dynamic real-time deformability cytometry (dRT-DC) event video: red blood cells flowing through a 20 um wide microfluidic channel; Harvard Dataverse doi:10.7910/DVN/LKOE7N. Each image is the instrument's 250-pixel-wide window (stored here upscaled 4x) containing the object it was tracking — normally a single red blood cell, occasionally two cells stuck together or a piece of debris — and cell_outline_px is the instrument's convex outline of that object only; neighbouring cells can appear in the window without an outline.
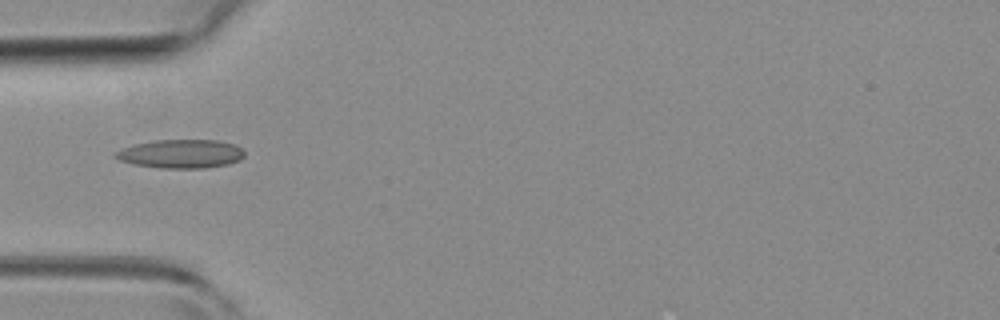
{"species": "common noctule bat (a hibernating species)", "species_latin": "Nyctalus noctula", "temperature_condition": "room temperature", "stored_images_in_passage": 6, "camera_frame_rate_fps": 3000, "um_per_image_px": 0.085, "animal": {"sex": "female", "body_mass_g": 19.3, "forearm_length_mm": 54.1}, "frame": {"image": 1, "passage_image": 5, "time_ms": 1.333, "image_size_px": [1000, 320], "cell_outline_px": [[244, 156], [240, 160], [228, 164], [204, 168], [160, 168], [132, 164], [120, 160], [112, 156], [112, 152], [136, 144], [152, 140], [216, 140], [236, 144], [244, 152]], "centroid_in_image_um": [15.36, 13.07], "position_along_channel_um": 69.6, "area_um2": 21.68}}
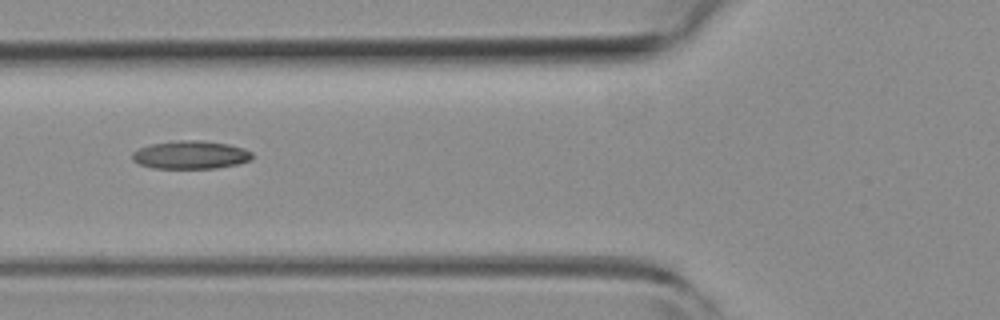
{"frame": {"image": 2, "passage_image": 6, "time_ms": 1.667, "image_size_px": [1000, 320], "cell_outline_px": [[252, 160], [236, 164], [216, 168], [152, 168], [140, 164], [132, 160], [132, 152], [140, 148], [152, 144], [180, 140], [204, 140], [228, 144], [244, 148], [252, 152]], "centroid_in_image_um": [16.22, 13.16], "position_along_channel_um": 109.6, "area_um2": 19.65}}